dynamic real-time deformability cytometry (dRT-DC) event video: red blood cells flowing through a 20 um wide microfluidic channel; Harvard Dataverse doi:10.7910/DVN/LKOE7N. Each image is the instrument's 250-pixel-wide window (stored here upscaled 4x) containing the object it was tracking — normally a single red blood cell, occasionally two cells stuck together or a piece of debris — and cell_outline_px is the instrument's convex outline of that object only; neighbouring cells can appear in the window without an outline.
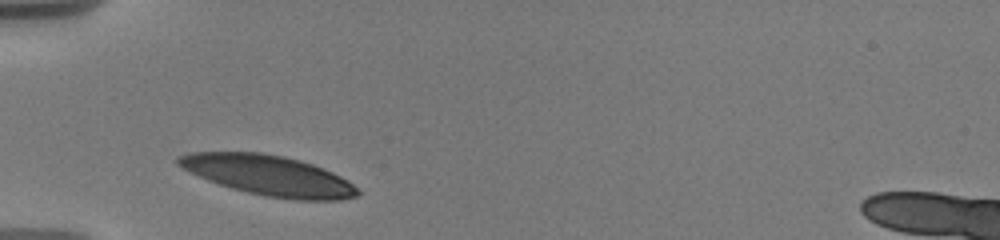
{"species": "human", "species_latin": "Homo sapiens", "temperature_condition": "warm", "stored_images_in_passage": 2, "camera_frame_rate_fps": 3000, "um_per_image_px": 0.085, "donor": {"sex": "male"}, "frame": {"image": 1, "passage_image": 1, "time_ms": 0.0, "image_size_px": [1000, 240], "cell_outline_px": [[360, 196], [340, 200], [296, 200], [264, 196], [232, 188], [208, 180], [180, 168], [176, 164], [176, 156], [188, 152], [260, 152], [284, 156], [300, 160], [312, 164], [332, 172], [348, 180], [360, 192]], "centroid_in_image_um": [22.81, 14.9], "position_along_channel_um": 62.2, "area_um2": 42.08}}